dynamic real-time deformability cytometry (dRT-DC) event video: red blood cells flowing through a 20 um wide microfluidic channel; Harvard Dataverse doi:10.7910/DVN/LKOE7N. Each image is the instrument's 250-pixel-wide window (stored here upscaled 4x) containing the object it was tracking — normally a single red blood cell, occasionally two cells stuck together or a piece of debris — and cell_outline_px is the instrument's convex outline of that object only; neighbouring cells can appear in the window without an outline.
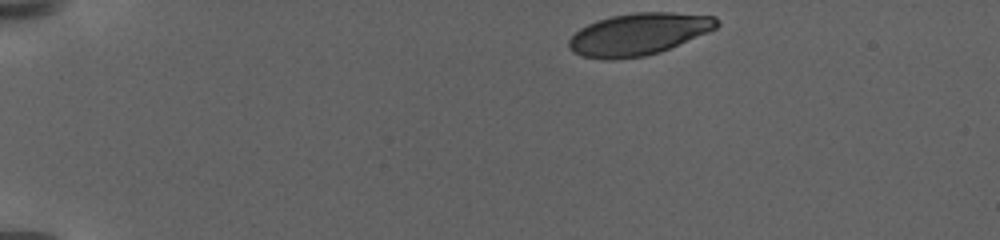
{"species": "human", "species_latin": "Homo sapiens", "temperature_condition": "warm", "stored_images_in_passage": 21, "camera_frame_rate_fps": 3000, "um_per_image_px": 0.085, "donor": {"sex": "female"}, "frame": {"image": 1, "passage_image": 1, "time_ms": 0.0, "image_size_px": [1000, 240], "cell_outline_px": [[720, 24], [716, 28], [708, 32], [660, 52], [644, 56], [612, 60], [608, 60], [580, 56], [572, 52], [568, 48], [568, 40], [580, 28], [596, 20], [612, 16], [636, 12], [672, 12], [716, 16], [720, 20]], "centroid_in_image_um": [54.27, 2.9], "position_along_channel_um": 30.7, "area_um2": 36.41}}
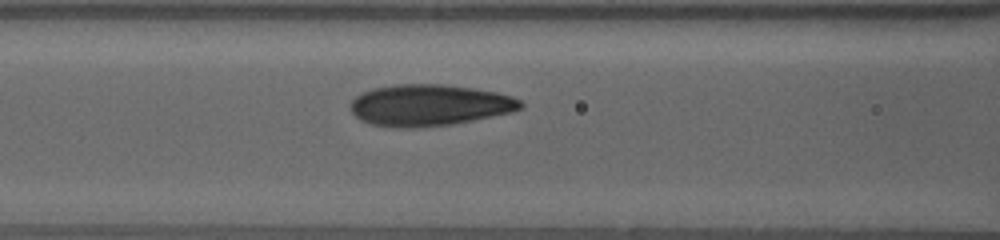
{"frame": {"image": 2, "passage_image": 12, "time_ms": 6.667, "image_size_px": [1000, 240], "cell_outline_px": [[524, 104], [520, 108], [512, 112], [452, 124], [416, 128], [400, 128], [372, 124], [360, 120], [348, 108], [352, 100], [360, 92], [372, 88], [396, 84], [444, 84], [472, 88], [496, 92], [512, 96], [520, 100]], "centroid_in_image_um": [36.45, 8.93], "position_along_channel_um": 130.1, "area_um2": 41.21}}
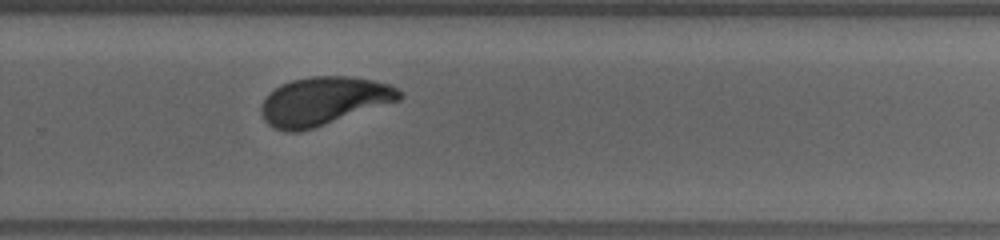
{"frame": {"image": 3, "passage_image": 21, "time_ms": 12.667, "image_size_px": [1000, 240], "cell_outline_px": [[404, 96], [400, 100], [300, 132], [284, 132], [272, 128], [264, 120], [260, 112], [260, 104], [280, 84], [292, 80], [308, 76], [348, 76], [372, 80], [388, 84], [400, 88], [404, 92]], "centroid_in_image_um": [27.51, 8.59], "position_along_channel_um": 302.3, "area_um2": 38.96}}